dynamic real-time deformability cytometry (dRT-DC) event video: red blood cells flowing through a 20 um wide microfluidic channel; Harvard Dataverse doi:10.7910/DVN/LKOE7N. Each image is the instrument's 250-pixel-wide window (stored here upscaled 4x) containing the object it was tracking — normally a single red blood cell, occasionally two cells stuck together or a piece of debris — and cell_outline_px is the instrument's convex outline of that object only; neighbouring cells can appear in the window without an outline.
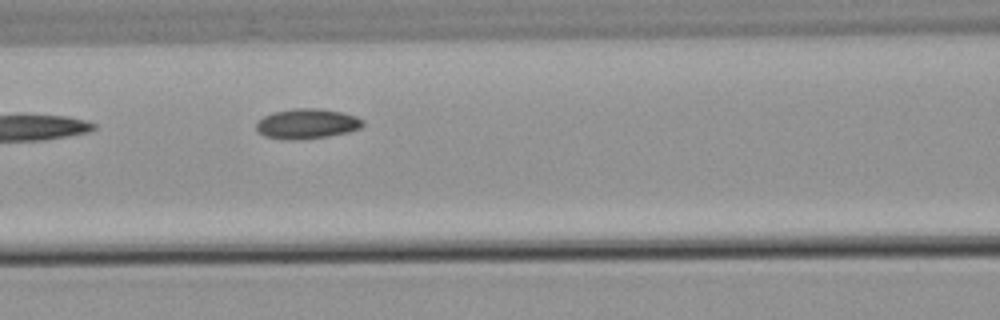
{"species": "common noctule bat (a hibernating species)", "species_latin": "Nyctalus noctula", "temperature_condition": "warm", "stored_images_in_passage": 4, "camera_frame_rate_fps": 3000, "um_per_image_px": 0.085, "animal": {"sex": "male", "body_mass_g": 21.5, "forearm_length_mm": 52.0}, "frame": {"image": 1, "passage_image": 4, "time_ms": 4.667, "image_size_px": [1000, 320], "cell_outline_px": [[364, 124], [360, 128], [348, 132], [328, 136], [300, 140], [288, 140], [264, 136], [256, 128], [256, 120], [272, 112], [292, 108], [320, 108], [340, 112], [356, 116], [364, 120]], "centroid_in_image_um": [26.07, 10.51], "position_along_channel_um": 140.5, "area_um2": 18.84}}